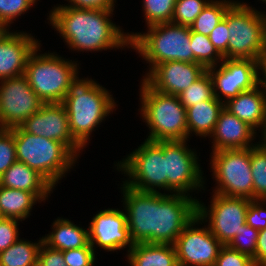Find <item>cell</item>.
<instances>
[{
	"mask_svg": "<svg viewBox=\"0 0 266 266\" xmlns=\"http://www.w3.org/2000/svg\"><path fill=\"white\" fill-rule=\"evenodd\" d=\"M42 201L31 192L0 186V214L22 222L31 215L32 208Z\"/></svg>",
	"mask_w": 266,
	"mask_h": 266,
	"instance_id": "cell-26",
	"label": "cell"
},
{
	"mask_svg": "<svg viewBox=\"0 0 266 266\" xmlns=\"http://www.w3.org/2000/svg\"><path fill=\"white\" fill-rule=\"evenodd\" d=\"M117 170L129 178L123 184L144 192H166V156L164 141L146 140L125 159L116 163ZM158 189V190H157Z\"/></svg>",
	"mask_w": 266,
	"mask_h": 266,
	"instance_id": "cell-9",
	"label": "cell"
},
{
	"mask_svg": "<svg viewBox=\"0 0 266 266\" xmlns=\"http://www.w3.org/2000/svg\"><path fill=\"white\" fill-rule=\"evenodd\" d=\"M209 39L224 59H227V45L229 42L227 12L224 18L211 31Z\"/></svg>",
	"mask_w": 266,
	"mask_h": 266,
	"instance_id": "cell-41",
	"label": "cell"
},
{
	"mask_svg": "<svg viewBox=\"0 0 266 266\" xmlns=\"http://www.w3.org/2000/svg\"><path fill=\"white\" fill-rule=\"evenodd\" d=\"M19 127L25 132L62 142L77 158L83 149L71 136L68 114L62 103L43 104Z\"/></svg>",
	"mask_w": 266,
	"mask_h": 266,
	"instance_id": "cell-16",
	"label": "cell"
},
{
	"mask_svg": "<svg viewBox=\"0 0 266 266\" xmlns=\"http://www.w3.org/2000/svg\"><path fill=\"white\" fill-rule=\"evenodd\" d=\"M43 238L38 242L18 239L0 253V266H37L39 248Z\"/></svg>",
	"mask_w": 266,
	"mask_h": 266,
	"instance_id": "cell-27",
	"label": "cell"
},
{
	"mask_svg": "<svg viewBox=\"0 0 266 266\" xmlns=\"http://www.w3.org/2000/svg\"><path fill=\"white\" fill-rule=\"evenodd\" d=\"M40 48L28 57L24 75L44 104L62 103L71 81L79 74V64L54 52L40 54Z\"/></svg>",
	"mask_w": 266,
	"mask_h": 266,
	"instance_id": "cell-7",
	"label": "cell"
},
{
	"mask_svg": "<svg viewBox=\"0 0 266 266\" xmlns=\"http://www.w3.org/2000/svg\"><path fill=\"white\" fill-rule=\"evenodd\" d=\"M14 134L17 161L41 174L54 188L73 168L77 157L60 141L10 128Z\"/></svg>",
	"mask_w": 266,
	"mask_h": 266,
	"instance_id": "cell-5",
	"label": "cell"
},
{
	"mask_svg": "<svg viewBox=\"0 0 266 266\" xmlns=\"http://www.w3.org/2000/svg\"><path fill=\"white\" fill-rule=\"evenodd\" d=\"M126 257L131 266H178L171 244L135 243Z\"/></svg>",
	"mask_w": 266,
	"mask_h": 266,
	"instance_id": "cell-25",
	"label": "cell"
},
{
	"mask_svg": "<svg viewBox=\"0 0 266 266\" xmlns=\"http://www.w3.org/2000/svg\"><path fill=\"white\" fill-rule=\"evenodd\" d=\"M144 33H128L130 47L149 63L147 75L157 64L168 61L195 63L190 47V26L171 22L149 26Z\"/></svg>",
	"mask_w": 266,
	"mask_h": 266,
	"instance_id": "cell-6",
	"label": "cell"
},
{
	"mask_svg": "<svg viewBox=\"0 0 266 266\" xmlns=\"http://www.w3.org/2000/svg\"><path fill=\"white\" fill-rule=\"evenodd\" d=\"M214 266H256L253 258L240 253L228 245H223L218 253Z\"/></svg>",
	"mask_w": 266,
	"mask_h": 266,
	"instance_id": "cell-37",
	"label": "cell"
},
{
	"mask_svg": "<svg viewBox=\"0 0 266 266\" xmlns=\"http://www.w3.org/2000/svg\"><path fill=\"white\" fill-rule=\"evenodd\" d=\"M211 0H176L171 23L190 26Z\"/></svg>",
	"mask_w": 266,
	"mask_h": 266,
	"instance_id": "cell-33",
	"label": "cell"
},
{
	"mask_svg": "<svg viewBox=\"0 0 266 266\" xmlns=\"http://www.w3.org/2000/svg\"><path fill=\"white\" fill-rule=\"evenodd\" d=\"M262 205H264L265 208ZM246 224L258 231L266 229V200H250L246 212Z\"/></svg>",
	"mask_w": 266,
	"mask_h": 266,
	"instance_id": "cell-39",
	"label": "cell"
},
{
	"mask_svg": "<svg viewBox=\"0 0 266 266\" xmlns=\"http://www.w3.org/2000/svg\"><path fill=\"white\" fill-rule=\"evenodd\" d=\"M4 29L0 26V33L3 31Z\"/></svg>",
	"mask_w": 266,
	"mask_h": 266,
	"instance_id": "cell-48",
	"label": "cell"
},
{
	"mask_svg": "<svg viewBox=\"0 0 266 266\" xmlns=\"http://www.w3.org/2000/svg\"><path fill=\"white\" fill-rule=\"evenodd\" d=\"M202 223L205 222L197 215L177 237L174 247L178 266L215 265L223 244L211 233L208 226L199 228Z\"/></svg>",
	"mask_w": 266,
	"mask_h": 266,
	"instance_id": "cell-15",
	"label": "cell"
},
{
	"mask_svg": "<svg viewBox=\"0 0 266 266\" xmlns=\"http://www.w3.org/2000/svg\"><path fill=\"white\" fill-rule=\"evenodd\" d=\"M176 0H143V11L147 27L171 22Z\"/></svg>",
	"mask_w": 266,
	"mask_h": 266,
	"instance_id": "cell-32",
	"label": "cell"
},
{
	"mask_svg": "<svg viewBox=\"0 0 266 266\" xmlns=\"http://www.w3.org/2000/svg\"><path fill=\"white\" fill-rule=\"evenodd\" d=\"M206 71L198 63L168 61L157 64L143 79L159 92L178 96Z\"/></svg>",
	"mask_w": 266,
	"mask_h": 266,
	"instance_id": "cell-18",
	"label": "cell"
},
{
	"mask_svg": "<svg viewBox=\"0 0 266 266\" xmlns=\"http://www.w3.org/2000/svg\"><path fill=\"white\" fill-rule=\"evenodd\" d=\"M62 104L68 114L71 136L84 149L94 129L117 106L105 87L88 77L80 79L78 74L71 81Z\"/></svg>",
	"mask_w": 266,
	"mask_h": 266,
	"instance_id": "cell-3",
	"label": "cell"
},
{
	"mask_svg": "<svg viewBox=\"0 0 266 266\" xmlns=\"http://www.w3.org/2000/svg\"><path fill=\"white\" fill-rule=\"evenodd\" d=\"M40 42L29 33L4 29L0 33V80L23 75L28 57Z\"/></svg>",
	"mask_w": 266,
	"mask_h": 266,
	"instance_id": "cell-19",
	"label": "cell"
},
{
	"mask_svg": "<svg viewBox=\"0 0 266 266\" xmlns=\"http://www.w3.org/2000/svg\"><path fill=\"white\" fill-rule=\"evenodd\" d=\"M262 60H266V22H265V37H264V55Z\"/></svg>",
	"mask_w": 266,
	"mask_h": 266,
	"instance_id": "cell-47",
	"label": "cell"
},
{
	"mask_svg": "<svg viewBox=\"0 0 266 266\" xmlns=\"http://www.w3.org/2000/svg\"><path fill=\"white\" fill-rule=\"evenodd\" d=\"M259 231L248 226L246 223L243 229L239 231L228 246L240 253L249 255L251 258L255 255L256 244Z\"/></svg>",
	"mask_w": 266,
	"mask_h": 266,
	"instance_id": "cell-35",
	"label": "cell"
},
{
	"mask_svg": "<svg viewBox=\"0 0 266 266\" xmlns=\"http://www.w3.org/2000/svg\"><path fill=\"white\" fill-rule=\"evenodd\" d=\"M210 160L217 184L213 193L253 199L250 148L211 152Z\"/></svg>",
	"mask_w": 266,
	"mask_h": 266,
	"instance_id": "cell-10",
	"label": "cell"
},
{
	"mask_svg": "<svg viewBox=\"0 0 266 266\" xmlns=\"http://www.w3.org/2000/svg\"><path fill=\"white\" fill-rule=\"evenodd\" d=\"M236 1L211 0L190 25L193 32L209 36L215 26L224 18L228 8Z\"/></svg>",
	"mask_w": 266,
	"mask_h": 266,
	"instance_id": "cell-28",
	"label": "cell"
},
{
	"mask_svg": "<svg viewBox=\"0 0 266 266\" xmlns=\"http://www.w3.org/2000/svg\"><path fill=\"white\" fill-rule=\"evenodd\" d=\"M141 81L139 111L150 130L146 140H188L186 108L181 104L179 96L159 92L144 79Z\"/></svg>",
	"mask_w": 266,
	"mask_h": 266,
	"instance_id": "cell-4",
	"label": "cell"
},
{
	"mask_svg": "<svg viewBox=\"0 0 266 266\" xmlns=\"http://www.w3.org/2000/svg\"><path fill=\"white\" fill-rule=\"evenodd\" d=\"M224 103L215 96L186 108L188 138L190 134L201 137H210L217 123Z\"/></svg>",
	"mask_w": 266,
	"mask_h": 266,
	"instance_id": "cell-24",
	"label": "cell"
},
{
	"mask_svg": "<svg viewBox=\"0 0 266 266\" xmlns=\"http://www.w3.org/2000/svg\"><path fill=\"white\" fill-rule=\"evenodd\" d=\"M265 12L240 1L227 10L229 42L227 59L262 61L264 55Z\"/></svg>",
	"mask_w": 266,
	"mask_h": 266,
	"instance_id": "cell-8",
	"label": "cell"
},
{
	"mask_svg": "<svg viewBox=\"0 0 266 266\" xmlns=\"http://www.w3.org/2000/svg\"><path fill=\"white\" fill-rule=\"evenodd\" d=\"M113 10L54 6L48 20L67 46L74 51L130 48L128 33L110 19ZM110 17V18H109Z\"/></svg>",
	"mask_w": 266,
	"mask_h": 266,
	"instance_id": "cell-2",
	"label": "cell"
},
{
	"mask_svg": "<svg viewBox=\"0 0 266 266\" xmlns=\"http://www.w3.org/2000/svg\"><path fill=\"white\" fill-rule=\"evenodd\" d=\"M88 234L89 243L94 251L97 247L108 252L122 250L126 247H128L127 251H130L134 247L127 226L126 214L118 208H108L98 212L89 224Z\"/></svg>",
	"mask_w": 266,
	"mask_h": 266,
	"instance_id": "cell-17",
	"label": "cell"
},
{
	"mask_svg": "<svg viewBox=\"0 0 266 266\" xmlns=\"http://www.w3.org/2000/svg\"><path fill=\"white\" fill-rule=\"evenodd\" d=\"M18 221L20 220L14 218H0V253L20 238Z\"/></svg>",
	"mask_w": 266,
	"mask_h": 266,
	"instance_id": "cell-40",
	"label": "cell"
},
{
	"mask_svg": "<svg viewBox=\"0 0 266 266\" xmlns=\"http://www.w3.org/2000/svg\"><path fill=\"white\" fill-rule=\"evenodd\" d=\"M224 108L240 120L259 131L266 115V94L263 87H257L241 92L236 97L228 99Z\"/></svg>",
	"mask_w": 266,
	"mask_h": 266,
	"instance_id": "cell-21",
	"label": "cell"
},
{
	"mask_svg": "<svg viewBox=\"0 0 266 266\" xmlns=\"http://www.w3.org/2000/svg\"><path fill=\"white\" fill-rule=\"evenodd\" d=\"M121 186V202L134 244L174 245L184 228L198 215L199 199L196 197L181 193L144 192L125 184Z\"/></svg>",
	"mask_w": 266,
	"mask_h": 266,
	"instance_id": "cell-1",
	"label": "cell"
},
{
	"mask_svg": "<svg viewBox=\"0 0 266 266\" xmlns=\"http://www.w3.org/2000/svg\"><path fill=\"white\" fill-rule=\"evenodd\" d=\"M0 186L34 193L44 201L54 187L37 171L23 162H14L1 176Z\"/></svg>",
	"mask_w": 266,
	"mask_h": 266,
	"instance_id": "cell-22",
	"label": "cell"
},
{
	"mask_svg": "<svg viewBox=\"0 0 266 266\" xmlns=\"http://www.w3.org/2000/svg\"><path fill=\"white\" fill-rule=\"evenodd\" d=\"M52 232L43 238V243L48 247L67 251L86 247L89 244L88 229L75 225L69 219L57 218L53 223Z\"/></svg>",
	"mask_w": 266,
	"mask_h": 266,
	"instance_id": "cell-23",
	"label": "cell"
},
{
	"mask_svg": "<svg viewBox=\"0 0 266 266\" xmlns=\"http://www.w3.org/2000/svg\"><path fill=\"white\" fill-rule=\"evenodd\" d=\"M16 161L14 134L10 129H0V176Z\"/></svg>",
	"mask_w": 266,
	"mask_h": 266,
	"instance_id": "cell-36",
	"label": "cell"
},
{
	"mask_svg": "<svg viewBox=\"0 0 266 266\" xmlns=\"http://www.w3.org/2000/svg\"><path fill=\"white\" fill-rule=\"evenodd\" d=\"M252 258L256 266H266V229L259 230L255 255Z\"/></svg>",
	"mask_w": 266,
	"mask_h": 266,
	"instance_id": "cell-44",
	"label": "cell"
},
{
	"mask_svg": "<svg viewBox=\"0 0 266 266\" xmlns=\"http://www.w3.org/2000/svg\"><path fill=\"white\" fill-rule=\"evenodd\" d=\"M261 132V139L259 142H257L258 145H260L262 148L266 149V115L263 120V124L261 126V129H259Z\"/></svg>",
	"mask_w": 266,
	"mask_h": 266,
	"instance_id": "cell-46",
	"label": "cell"
},
{
	"mask_svg": "<svg viewBox=\"0 0 266 266\" xmlns=\"http://www.w3.org/2000/svg\"><path fill=\"white\" fill-rule=\"evenodd\" d=\"M249 204L248 198L213 193L210 207L198 201L197 213L204 222H208L211 233L223 245H228L243 229Z\"/></svg>",
	"mask_w": 266,
	"mask_h": 266,
	"instance_id": "cell-12",
	"label": "cell"
},
{
	"mask_svg": "<svg viewBox=\"0 0 266 266\" xmlns=\"http://www.w3.org/2000/svg\"><path fill=\"white\" fill-rule=\"evenodd\" d=\"M257 132L244 121L223 108L210 135L213 140L212 152L224 149H245L255 144ZM251 143V144H250Z\"/></svg>",
	"mask_w": 266,
	"mask_h": 266,
	"instance_id": "cell-20",
	"label": "cell"
},
{
	"mask_svg": "<svg viewBox=\"0 0 266 266\" xmlns=\"http://www.w3.org/2000/svg\"><path fill=\"white\" fill-rule=\"evenodd\" d=\"M181 104L188 108L199 102L210 100L214 97L213 81L211 75L206 71L194 83L179 95Z\"/></svg>",
	"mask_w": 266,
	"mask_h": 266,
	"instance_id": "cell-31",
	"label": "cell"
},
{
	"mask_svg": "<svg viewBox=\"0 0 266 266\" xmlns=\"http://www.w3.org/2000/svg\"><path fill=\"white\" fill-rule=\"evenodd\" d=\"M37 0H0V26L10 30V24L35 4Z\"/></svg>",
	"mask_w": 266,
	"mask_h": 266,
	"instance_id": "cell-34",
	"label": "cell"
},
{
	"mask_svg": "<svg viewBox=\"0 0 266 266\" xmlns=\"http://www.w3.org/2000/svg\"><path fill=\"white\" fill-rule=\"evenodd\" d=\"M260 66L261 62L258 60L239 58L223 59L219 65L208 68L214 96L225 103L241 92L257 87L260 84Z\"/></svg>",
	"mask_w": 266,
	"mask_h": 266,
	"instance_id": "cell-13",
	"label": "cell"
},
{
	"mask_svg": "<svg viewBox=\"0 0 266 266\" xmlns=\"http://www.w3.org/2000/svg\"><path fill=\"white\" fill-rule=\"evenodd\" d=\"M253 199L266 200V149L256 144L250 148Z\"/></svg>",
	"mask_w": 266,
	"mask_h": 266,
	"instance_id": "cell-30",
	"label": "cell"
},
{
	"mask_svg": "<svg viewBox=\"0 0 266 266\" xmlns=\"http://www.w3.org/2000/svg\"><path fill=\"white\" fill-rule=\"evenodd\" d=\"M67 266H94L96 251L90 243L86 247L62 251Z\"/></svg>",
	"mask_w": 266,
	"mask_h": 266,
	"instance_id": "cell-38",
	"label": "cell"
},
{
	"mask_svg": "<svg viewBox=\"0 0 266 266\" xmlns=\"http://www.w3.org/2000/svg\"><path fill=\"white\" fill-rule=\"evenodd\" d=\"M260 72H262L260 74V84L264 89V92L266 94V60H262L261 61V66H260Z\"/></svg>",
	"mask_w": 266,
	"mask_h": 266,
	"instance_id": "cell-45",
	"label": "cell"
},
{
	"mask_svg": "<svg viewBox=\"0 0 266 266\" xmlns=\"http://www.w3.org/2000/svg\"><path fill=\"white\" fill-rule=\"evenodd\" d=\"M190 47L195 57V63L202 65L206 70L215 67L224 59L211 43L209 36L193 32L191 29Z\"/></svg>",
	"mask_w": 266,
	"mask_h": 266,
	"instance_id": "cell-29",
	"label": "cell"
},
{
	"mask_svg": "<svg viewBox=\"0 0 266 266\" xmlns=\"http://www.w3.org/2000/svg\"><path fill=\"white\" fill-rule=\"evenodd\" d=\"M69 5L59 6H69L76 7L80 9H96V10H114V5L116 0H67Z\"/></svg>",
	"mask_w": 266,
	"mask_h": 266,
	"instance_id": "cell-43",
	"label": "cell"
},
{
	"mask_svg": "<svg viewBox=\"0 0 266 266\" xmlns=\"http://www.w3.org/2000/svg\"><path fill=\"white\" fill-rule=\"evenodd\" d=\"M37 266H67V265L64 261L62 251L52 249L42 242L38 252Z\"/></svg>",
	"mask_w": 266,
	"mask_h": 266,
	"instance_id": "cell-42",
	"label": "cell"
},
{
	"mask_svg": "<svg viewBox=\"0 0 266 266\" xmlns=\"http://www.w3.org/2000/svg\"><path fill=\"white\" fill-rule=\"evenodd\" d=\"M187 141H164L166 156V192L190 195L193 190L205 189V179L194 149ZM204 187V188H203Z\"/></svg>",
	"mask_w": 266,
	"mask_h": 266,
	"instance_id": "cell-11",
	"label": "cell"
},
{
	"mask_svg": "<svg viewBox=\"0 0 266 266\" xmlns=\"http://www.w3.org/2000/svg\"><path fill=\"white\" fill-rule=\"evenodd\" d=\"M43 104L30 87L24 74L0 80L1 129H10L21 125Z\"/></svg>",
	"mask_w": 266,
	"mask_h": 266,
	"instance_id": "cell-14",
	"label": "cell"
}]
</instances>
